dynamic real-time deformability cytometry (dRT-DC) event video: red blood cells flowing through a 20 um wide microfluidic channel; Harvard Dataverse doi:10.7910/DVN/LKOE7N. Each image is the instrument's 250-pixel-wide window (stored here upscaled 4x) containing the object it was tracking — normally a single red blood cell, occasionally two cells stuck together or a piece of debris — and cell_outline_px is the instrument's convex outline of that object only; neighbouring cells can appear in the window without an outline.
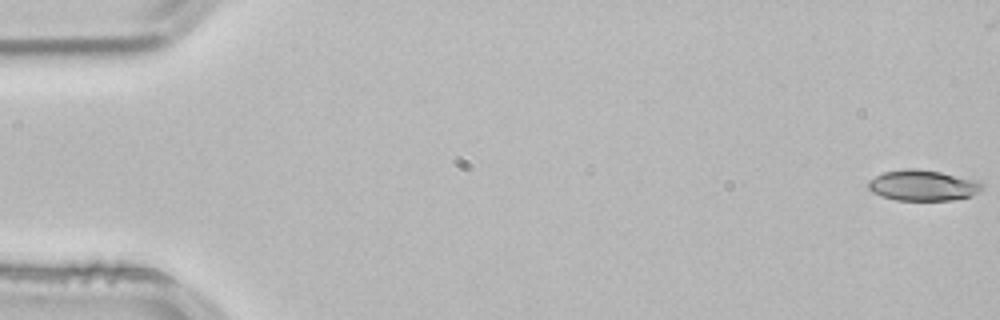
{"species": "common noctule bat (a hibernating species)", "species_latin": "Nyctalus noctula", "temperature_condition": "room temperature", "stored_images_in_passage": 44, "camera_frame_rate_fps": 3000, "um_per_image_px": 0.085, "animal": {"sex": "male", "body_mass_g": 21.5, "forearm_length_mm": 52.0}, "frame": {"image": 1, "passage_image": 1, "time_ms": 0.0, "image_size_px": [1000, 320], "cell_outline_px": [[984, 188], [980, 192], [972, 196], [952, 200], [896, 200], [880, 196], [872, 192], [868, 188], [868, 180], [884, 172], [940, 172], [976, 180], [984, 184]], "centroid_in_image_um": [78.5, 15.82], "position_along_channel_um": 6.5, "area_um2": 19.59}}
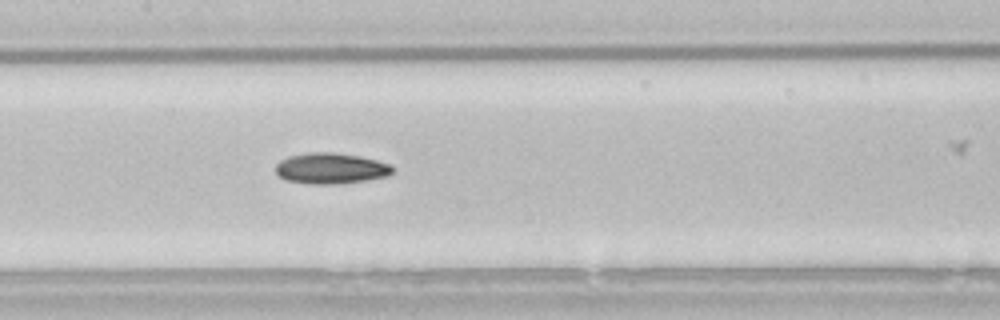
{"frame": {"image": 2, "passage_image": 26, "time_ms": 8.333, "image_size_px": [1000, 320], "cell_outline_px": [[392, 172], [388, 176], [340, 184], [308, 184], [284, 180], [276, 172], [276, 164], [280, 160], [288, 156], [316, 152], [332, 152], [360, 156], [376, 160], [388, 164], [392, 168]], "centroid_in_image_um": [28.08, 14.32], "position_along_channel_um": 179.3, "area_um2": 20.92}}
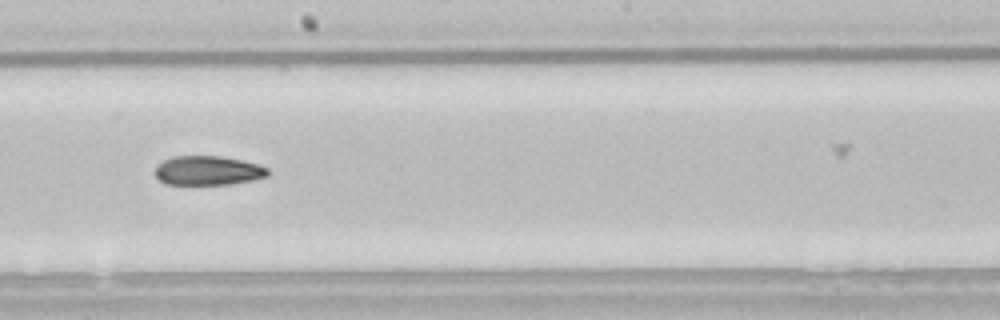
{"frame": {"image": 3, "passage_image": 30, "time_ms": 9.667, "image_size_px": [1000, 320], "cell_outline_px": [[268, 176], [252, 180], [232, 184], [164, 184], [152, 172], [156, 164], [172, 156], [220, 156], [240, 160], [256, 164], [268, 168]], "centroid_in_image_um": [17.61, 14.5], "position_along_channel_um": 230.6, "area_um2": 19.31}}